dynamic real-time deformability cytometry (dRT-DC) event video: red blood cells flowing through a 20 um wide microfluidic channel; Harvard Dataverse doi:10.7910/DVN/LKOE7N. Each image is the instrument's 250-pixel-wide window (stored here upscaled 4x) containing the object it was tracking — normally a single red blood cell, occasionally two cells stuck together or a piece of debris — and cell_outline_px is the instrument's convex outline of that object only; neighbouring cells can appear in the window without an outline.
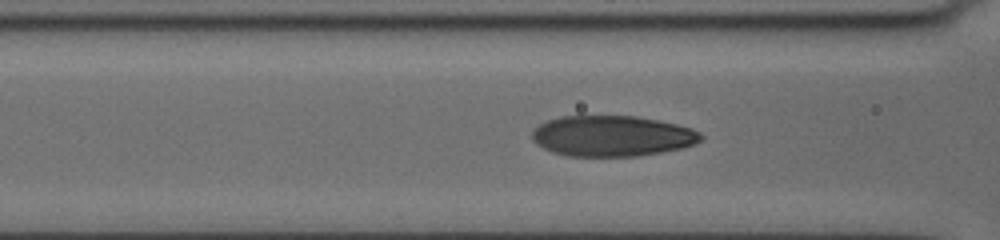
{"species": "human", "species_latin": "Homo sapiens", "temperature_condition": "cold", "stored_images_in_passage": 47, "camera_frame_rate_fps": 3000, "um_per_image_px": 0.085, "donor": {"sex": "female"}, "frame": {"image": 1, "passage_image": 8, "time_ms": 3.667, "image_size_px": [1000, 240], "cell_outline_px": [[704, 136], [696, 144], [684, 148], [636, 156], [568, 156], [552, 152], [536, 144], [532, 140], [532, 132], [540, 124], [548, 120], [560, 116], [636, 116], [676, 124], [692, 128], [700, 132]], "centroid_in_image_um": [52.04, 11.56], "position_along_channel_um": 114.6, "area_um2": 40.11}}
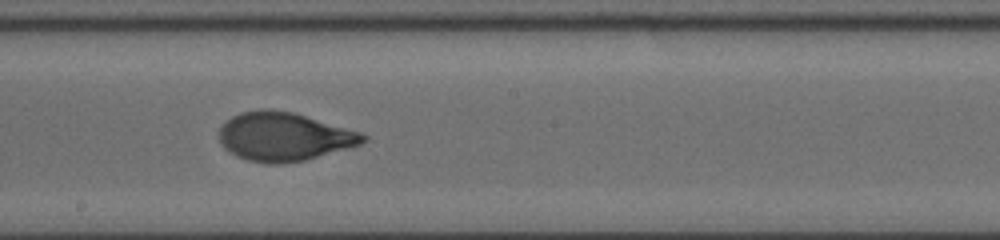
{"frame": {"image": 2, "passage_image": 20, "time_ms": 6.667, "image_size_px": [1000, 240], "cell_outline_px": [[368, 140], [360, 144], [304, 160], [280, 164], [268, 164], [248, 160], [236, 156], [228, 152], [220, 144], [220, 128], [232, 116], [240, 112], [260, 108], [272, 108], [292, 112], [360, 132], [368, 136]], "centroid_in_image_um": [24.1, 11.61], "position_along_channel_um": 224.1, "area_um2": 40.58}}
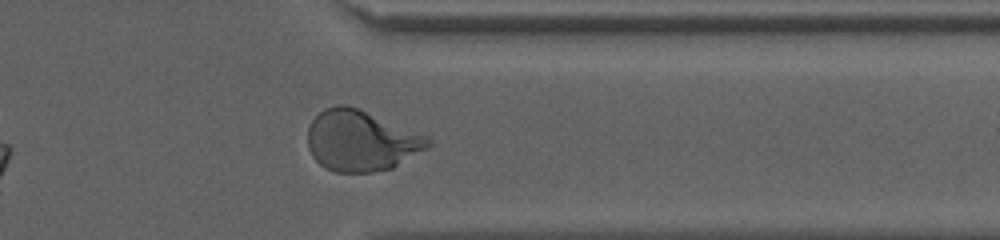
{"frame": {"image": 3, "passage_image": 39, "time_ms": 11.0, "image_size_px": [1000, 240], "cell_outline_px": [[432, 144], [392, 168], [372, 172], [336, 172], [324, 168], [312, 156], [308, 148], [308, 124], [324, 108], [336, 104], [348, 104], [428, 136], [432, 140]], "centroid_in_image_um": [30.66, 11.95], "position_along_channel_um": 380.7, "area_um2": 42.6}}